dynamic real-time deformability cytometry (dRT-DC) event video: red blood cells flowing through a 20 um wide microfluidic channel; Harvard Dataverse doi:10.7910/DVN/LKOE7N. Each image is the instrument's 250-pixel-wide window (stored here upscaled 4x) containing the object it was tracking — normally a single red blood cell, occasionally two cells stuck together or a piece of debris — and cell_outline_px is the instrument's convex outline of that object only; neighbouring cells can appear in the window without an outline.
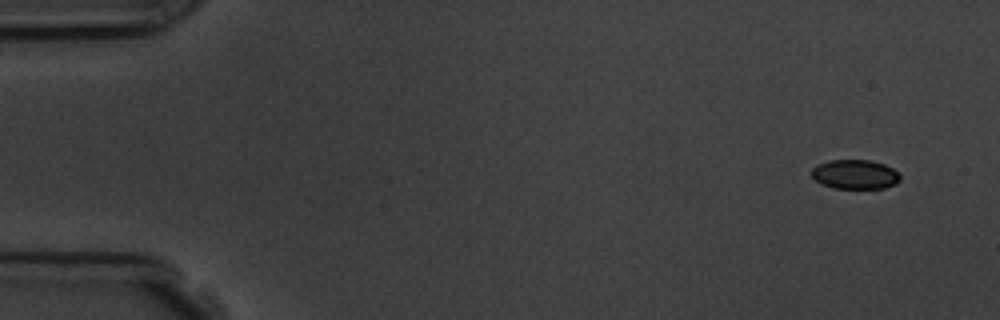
{"species": "common noctule bat (a hibernating species)", "species_latin": "Nyctalus noctula", "temperature_condition": "room temperature", "stored_images_in_passage": 4, "camera_frame_rate_fps": 3000, "um_per_image_px": 0.085, "animal": {"sex": "male", "body_mass_g": 19.5, "forearm_length_mm": 54.6}, "frame": {"image": 1, "passage_image": 1, "time_ms": 0.0, "image_size_px": [1000, 320], "cell_outline_px": [[900, 180], [896, 184], [884, 188], [832, 188], [816, 180], [812, 176], [812, 168], [828, 160], [872, 160], [884, 164], [892, 168], [900, 176]], "centroid_in_image_um": [72.7, 14.82], "position_along_channel_um": 12.3, "area_um2": 15.03}}
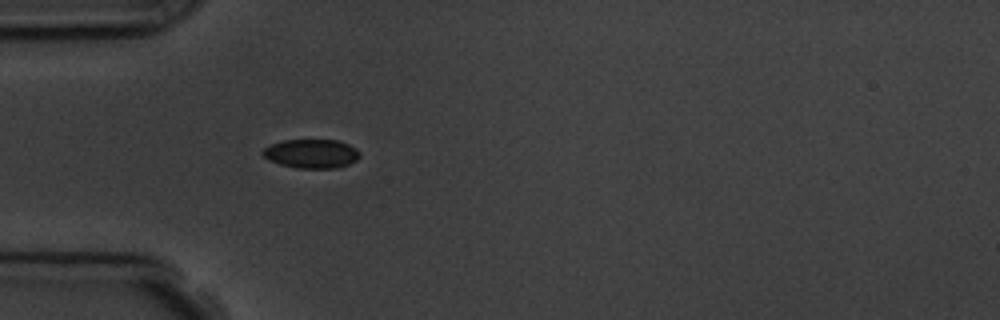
{"frame": {"image": 2, "passage_image": 4, "time_ms": 4.333, "image_size_px": [1000, 320], "cell_outline_px": [[360, 156], [356, 160], [340, 168], [296, 168], [280, 164], [268, 160], [260, 152], [264, 148], [272, 144], [284, 140], [336, 140], [348, 144], [356, 148], [360, 152]], "centroid_in_image_um": [26.48, 13.07], "position_along_channel_um": 58.5, "area_um2": 16.42}}